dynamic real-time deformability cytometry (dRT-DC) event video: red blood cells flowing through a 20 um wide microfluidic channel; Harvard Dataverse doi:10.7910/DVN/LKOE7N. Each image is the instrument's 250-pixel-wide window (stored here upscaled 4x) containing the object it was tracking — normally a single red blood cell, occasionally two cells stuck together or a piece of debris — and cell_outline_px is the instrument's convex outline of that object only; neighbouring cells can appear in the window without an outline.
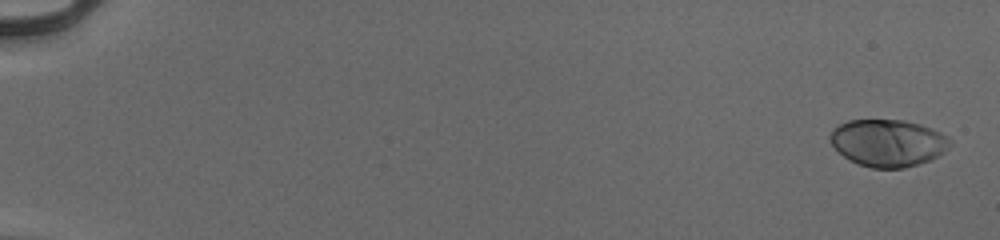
{"species": "human", "species_latin": "Homo sapiens", "temperature_condition": "cold", "stored_images_in_passage": 55, "camera_frame_rate_fps": 3000, "um_per_image_px": 0.085, "donor": {"sex": "male"}, "frame": {"image": 1, "passage_image": 2, "time_ms": 0.333, "image_size_px": [1000, 240], "cell_outline_px": [[952, 144], [944, 152], [928, 160], [904, 168], [872, 168], [856, 164], [844, 156], [832, 144], [828, 136], [832, 128], [848, 120], [904, 120], [920, 124], [932, 128], [948, 136], [952, 140]], "centroid_in_image_um": [75.47, 12.14], "position_along_channel_um": 9.5, "area_um2": 33.0}}
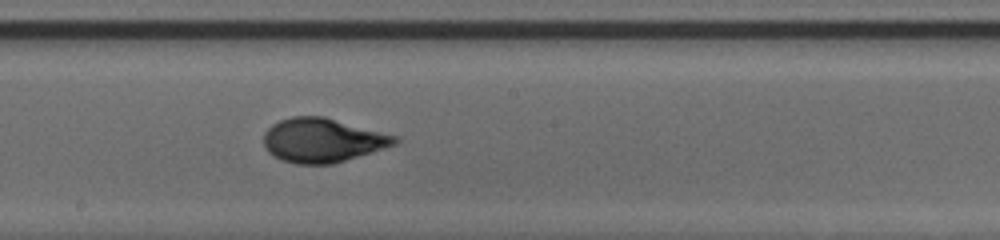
{"frame": {"image": 2, "passage_image": 33, "time_ms": 10.667, "image_size_px": [1000, 240], "cell_outline_px": [[400, 140], [396, 144], [384, 148], [332, 164], [296, 164], [280, 160], [272, 156], [264, 148], [264, 132], [272, 124], [280, 120], [292, 116], [324, 116], [396, 136]], "centroid_in_image_um": [27.36, 11.92], "position_along_channel_um": 220.8, "area_um2": 33.64}}
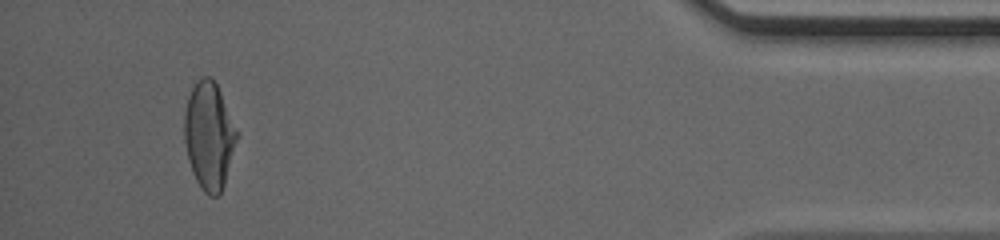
{"frame": {"image": 3, "passage_image": 52, "time_ms": 17.0, "image_size_px": [1000, 240], "cell_outline_px": [[240, 132], [224, 184], [220, 196], [208, 196], [204, 192], [196, 180], [192, 172], [188, 160], [184, 140], [184, 112], [188, 96], [196, 80], [204, 76], [208, 76], [216, 84]], "centroid_in_image_um": [17.78, 11.54], "position_along_channel_um": 417.4, "area_um2": 33.18}, "authors_computed_cell_mechanics": {"area_um2": 32.7726, "velocity_mm_per_s": 3.9702, "shape_relaxation_time_tau1_ms": 4.6457, "shape_relaxation_time_tau2_ms": null, "deformation_change_tau1": 0.201, "deformation_change_tau2": null}}